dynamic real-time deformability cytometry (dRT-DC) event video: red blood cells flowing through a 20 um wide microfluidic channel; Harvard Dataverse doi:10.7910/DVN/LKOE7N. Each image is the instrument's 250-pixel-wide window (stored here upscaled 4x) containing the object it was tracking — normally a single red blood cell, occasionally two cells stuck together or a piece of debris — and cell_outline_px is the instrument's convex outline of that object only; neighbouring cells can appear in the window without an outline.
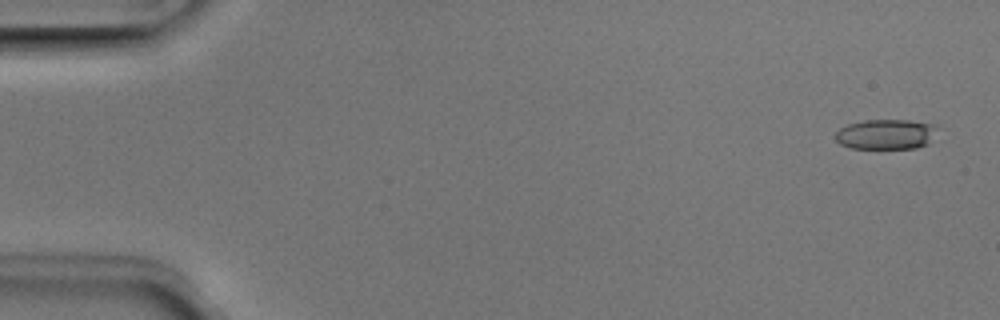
{"species": "Egyptian fruit bat (a non-hibernating species)", "species_latin": "Rousettus aegyptiacus", "temperature_condition": "room temperature", "stored_images_in_passage": 50, "camera_frame_rate_fps": 3000, "um_per_image_px": 0.085, "animal": {"sex": "male"}, "frame": {"image": 1, "passage_image": 1, "time_ms": 0.0, "image_size_px": [1000, 320], "cell_outline_px": [[936, 124], [928, 144], [916, 148], [852, 148], [840, 144], [832, 136], [840, 128], [848, 124], [864, 120], [908, 120]], "centroid_in_image_um": [75.24, 11.41], "position_along_channel_um": 9.8, "area_um2": 17.74}}
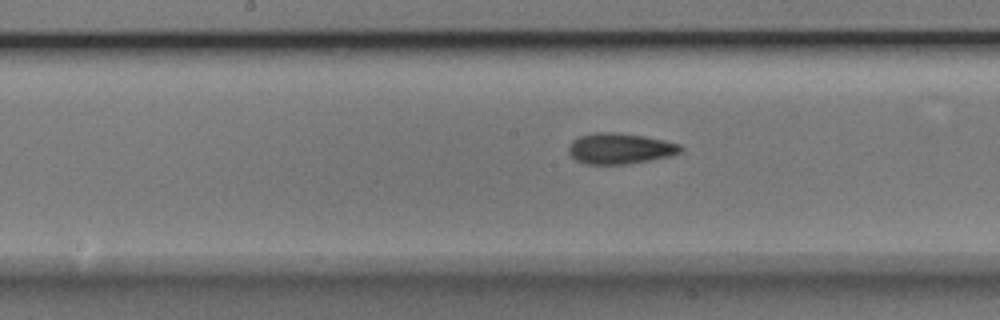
{"frame": {"image": 2, "passage_image": 25, "time_ms": 8.0, "image_size_px": [1000, 320], "cell_outline_px": [[684, 148], [680, 152], [672, 156], [628, 164], [584, 164], [576, 160], [568, 152], [568, 144], [572, 140], [580, 136], [596, 132], [616, 132], [644, 136], [664, 140], [680, 144]], "centroid_in_image_um": [52.69, 12.62], "position_along_channel_um": 195.5, "area_um2": 20.29}}
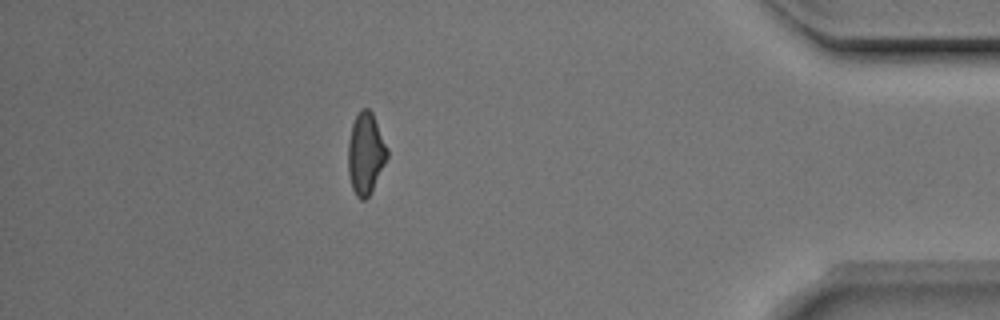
{"frame": {"image": 3, "passage_image": 44, "time_ms": 14.333, "image_size_px": [1000, 320], "cell_outline_px": [[388, 156], [368, 196], [364, 200], [360, 200], [356, 196], [352, 188], [348, 172], [348, 140], [352, 124], [360, 108], [368, 108], [372, 112], [388, 148]], "centroid_in_image_um": [31.06, 13.02], "position_along_channel_um": 404.1, "area_um2": 18.44}, "authors_computed_cell_mechanics": {"area_um2": 18.9006, "velocity_mm_per_s": 4.0005, "shape_relaxation_time_tau1_ms": 5.5903, "shape_relaxation_time_tau2_ms": 2.7631, "deformation_change_tau1": 0.1489, "deformation_change_tau2": 0.1085}}